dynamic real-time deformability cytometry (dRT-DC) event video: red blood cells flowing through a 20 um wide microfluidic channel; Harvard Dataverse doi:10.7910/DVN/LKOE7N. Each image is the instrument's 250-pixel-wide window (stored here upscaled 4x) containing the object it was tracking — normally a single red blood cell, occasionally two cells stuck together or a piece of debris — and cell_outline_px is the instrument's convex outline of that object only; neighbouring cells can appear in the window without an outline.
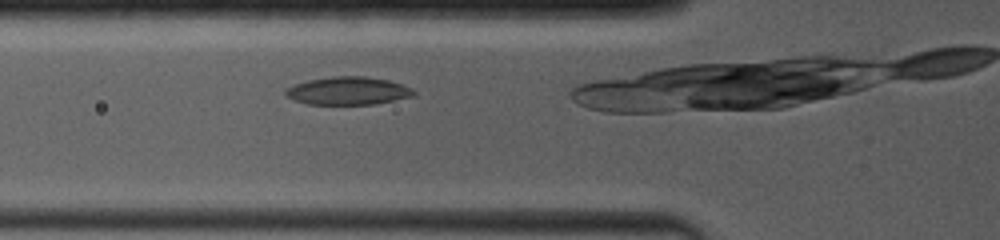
{"species": "common noctule bat (a hibernating species)", "species_latin": "Nyctalus noctula", "temperature_condition": "room temperature", "stored_images_in_passage": 6, "camera_frame_rate_fps": 4000, "um_per_image_px": 0.085, "animal": {"sex": "female", "body_mass_g": 19.0, "forearm_length_mm": 53.3}, "frame": {"image": 1, "passage_image": 3, "time_ms": 0.75, "image_size_px": [1000, 240], "cell_outline_px": [[416, 92], [412, 96], [376, 104], [308, 104], [292, 100], [284, 96], [284, 92], [288, 88], [296, 84], [308, 80], [332, 76], [364, 76], [388, 80], [412, 88]], "centroid_in_image_um": [29.55, 7.72], "position_along_channel_um": 96.2, "area_um2": 20.81}}